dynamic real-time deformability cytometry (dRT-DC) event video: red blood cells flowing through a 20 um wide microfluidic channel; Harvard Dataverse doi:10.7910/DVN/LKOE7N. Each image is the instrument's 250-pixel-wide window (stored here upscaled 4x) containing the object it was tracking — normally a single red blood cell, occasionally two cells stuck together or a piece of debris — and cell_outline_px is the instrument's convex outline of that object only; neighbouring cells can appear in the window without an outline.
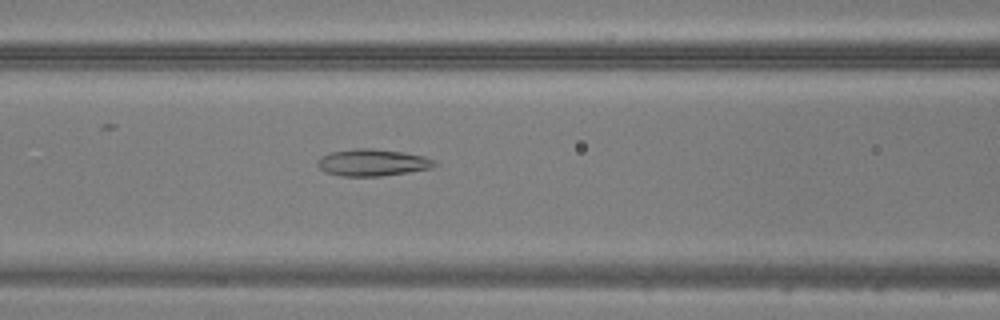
{"species": "common noctule bat (a hibernating species)", "species_latin": "Nyctalus noctula", "temperature_condition": "warm", "stored_images_in_passage": 44, "camera_frame_rate_fps": 3000, "um_per_image_px": 0.085, "animal": {"sex": "male", "body_mass_g": 20.5, "forearm_length_mm": 52.5}, "frame": {"image": 1, "passage_image": 17, "time_ms": 5.333, "image_size_px": [1000, 320], "cell_outline_px": [[440, 164], [432, 168], [408, 172], [380, 176], [340, 176], [324, 172], [316, 164], [316, 160], [320, 156], [332, 152], [356, 148], [372, 148], [404, 152], [424, 156], [436, 160]], "centroid_in_image_um": [31.67, 13.81], "position_along_channel_um": 134.9, "area_um2": 18.61}}
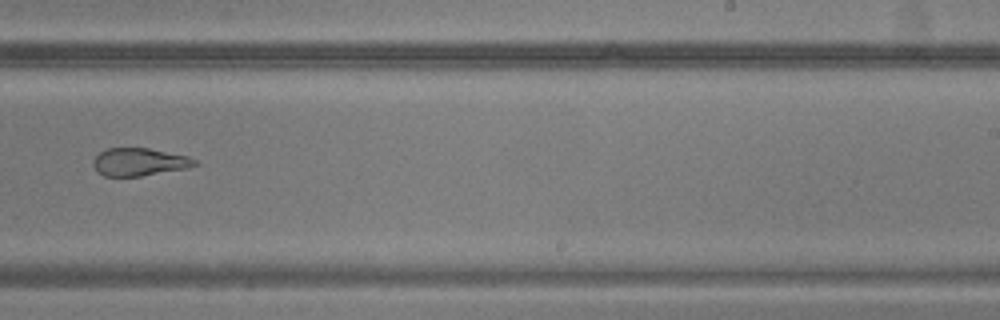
{"frame": {"image": 2, "passage_image": 27, "time_ms": 8.667, "image_size_px": [1000, 320], "cell_outline_px": [[200, 164], [188, 168], [140, 176], [104, 176], [96, 172], [92, 164], [92, 160], [100, 152], [108, 148], [148, 148], [188, 156], [196, 160]], "centroid_in_image_um": [11.83, 13.77], "position_along_channel_um": 277.2, "area_um2": 16.53}}
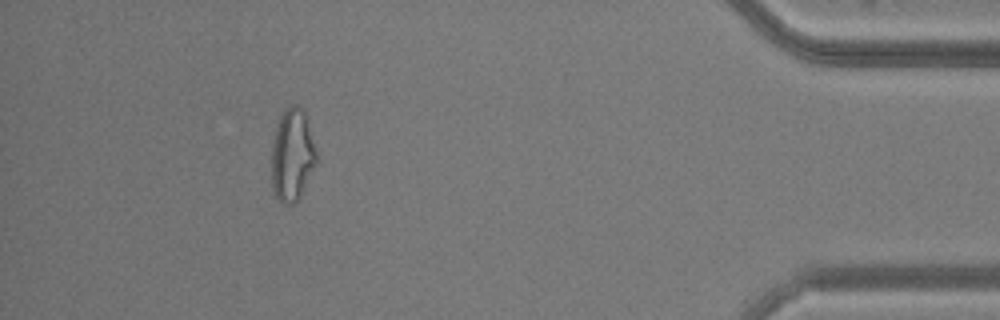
{"frame": {"image": 3, "passage_image": 40, "time_ms": 13.0, "image_size_px": [1000, 320], "cell_outline_px": [[316, 164], [300, 196], [292, 204], [284, 204], [276, 200], [272, 188], [272, 144], [276, 128], [280, 116], [284, 108], [292, 104], [296, 104], [304, 112], [308, 120], [316, 152]], "centroid_in_image_um": [24.83, 13.18], "position_along_channel_um": 410.4, "area_um2": 24.16}}